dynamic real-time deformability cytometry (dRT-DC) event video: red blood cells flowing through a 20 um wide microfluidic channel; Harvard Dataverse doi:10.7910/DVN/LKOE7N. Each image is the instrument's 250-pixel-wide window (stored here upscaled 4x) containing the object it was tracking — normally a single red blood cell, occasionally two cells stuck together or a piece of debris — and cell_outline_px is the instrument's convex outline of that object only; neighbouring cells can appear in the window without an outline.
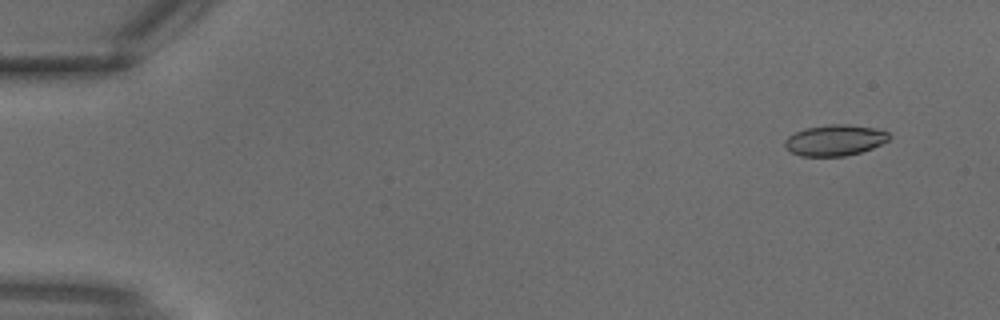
{"species": "common noctule bat (a hibernating species)", "species_latin": "Nyctalus noctula", "temperature_condition": "warm", "stored_images_in_passage": 4, "camera_frame_rate_fps": 3000, "um_per_image_px": 0.085, "animal": {"sex": "male", "body_mass_g": 18.8}, "frame": {"image": 1, "passage_image": 1, "time_ms": 0.0, "image_size_px": [1000, 320], "cell_outline_px": [[892, 136], [888, 140], [872, 148], [860, 152], [844, 156], [800, 156], [784, 148], [784, 140], [788, 136], [804, 128], [828, 124], [844, 124], [872, 128], [888, 132]], "centroid_in_image_um": [70.92, 11.92], "position_along_channel_um": 14.1, "area_um2": 18.79}}
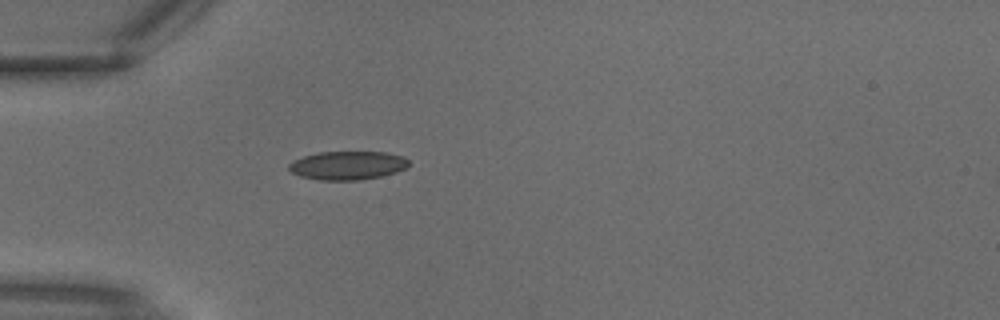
{"frame": {"image": 2, "passage_image": 3, "time_ms": 0.667, "image_size_px": [1000, 320], "cell_outline_px": [[408, 164], [404, 168], [396, 172], [380, 176], [360, 180], [320, 180], [300, 176], [292, 172], [288, 168], [288, 164], [292, 160], [304, 156], [320, 152], [384, 152], [404, 156], [408, 160]], "centroid_in_image_um": [29.52, 14.06], "position_along_channel_um": 55.5, "area_um2": 19.88}}